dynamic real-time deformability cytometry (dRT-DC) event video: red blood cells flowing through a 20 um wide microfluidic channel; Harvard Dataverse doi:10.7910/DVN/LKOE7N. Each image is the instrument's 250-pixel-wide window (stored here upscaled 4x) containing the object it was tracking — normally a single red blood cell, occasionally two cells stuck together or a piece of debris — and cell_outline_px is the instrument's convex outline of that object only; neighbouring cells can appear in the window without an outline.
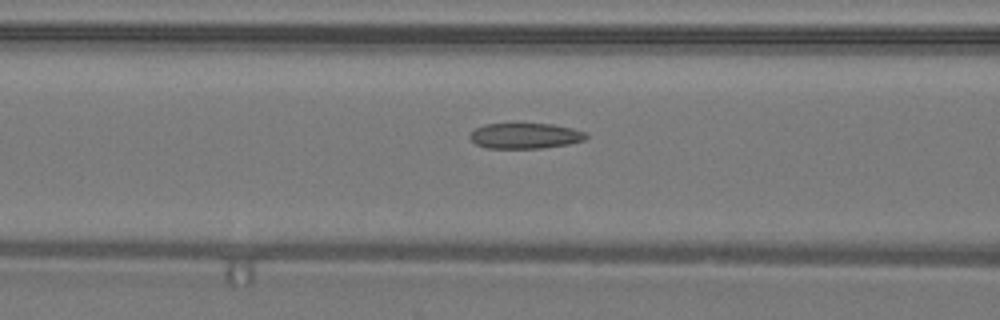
{"species": "common noctule bat (a hibernating species)", "species_latin": "Nyctalus noctula", "temperature_condition": "warm", "stored_images_in_passage": 9, "camera_frame_rate_fps": 3000, "um_per_image_px": 0.085, "animal": {"sex": "male", "body_mass_g": 19.2, "forearm_length_mm": 51.8}, "frame": {"image": 1, "passage_image": 7, "time_ms": 2.0, "image_size_px": [1000, 320], "cell_outline_px": [[588, 136], [584, 140], [568, 144], [540, 148], [488, 148], [476, 144], [468, 136], [476, 128], [484, 124], [552, 124], [572, 128], [584, 132]], "centroid_in_image_um": [44.63, 11.54], "position_along_channel_um": 122.0, "area_um2": 17.11}}